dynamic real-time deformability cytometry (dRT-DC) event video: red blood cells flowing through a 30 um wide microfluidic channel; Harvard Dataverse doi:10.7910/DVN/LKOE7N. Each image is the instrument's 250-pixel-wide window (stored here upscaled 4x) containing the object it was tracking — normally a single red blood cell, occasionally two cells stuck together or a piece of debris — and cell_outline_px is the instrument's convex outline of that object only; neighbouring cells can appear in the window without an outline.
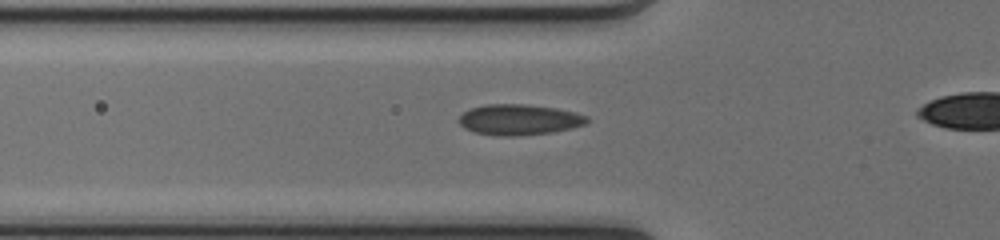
{"species": "common noctule bat (a hibernating species)", "species_latin": "Nyctalus noctula", "temperature_condition": "cold", "stored_images_in_passage": 34, "camera_frame_rate_fps": 3000, "um_per_image_px": 0.085, "animal": {"sex": "female", "body_mass_g": 17.0, "forearm_length_mm": 48.0}, "frame": {"image": 1, "passage_image": 10, "time_ms": 3.0, "image_size_px": [1000, 240], "cell_outline_px": [[588, 120], [584, 124], [572, 128], [552, 132], [516, 136], [496, 136], [476, 132], [464, 128], [460, 124], [460, 116], [464, 112], [472, 108], [484, 104], [524, 104], [556, 108], [576, 112], [588, 116]], "centroid_in_image_um": [44.14, 10.17], "position_along_channel_um": 81.7, "area_um2": 22.83}}
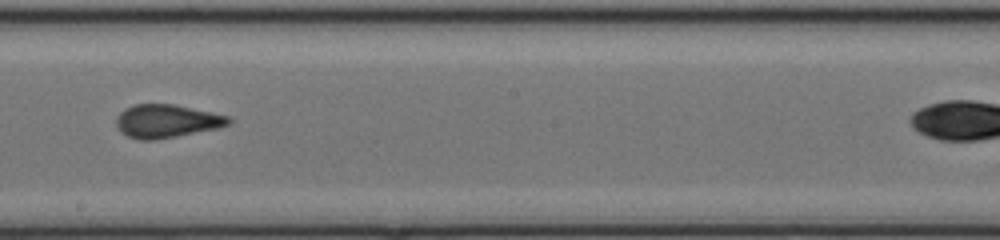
{"frame": {"image": 2, "passage_image": 21, "time_ms": 6.667, "image_size_px": [1000, 240], "cell_outline_px": [[232, 120], [228, 124], [216, 128], [176, 136], [152, 140], [140, 140], [128, 136], [120, 132], [116, 124], [116, 116], [124, 108], [136, 104], [172, 104], [212, 112], [228, 116]], "centroid_in_image_um": [14.11, 10.29], "position_along_channel_um": 234.1, "area_um2": 21.56}}
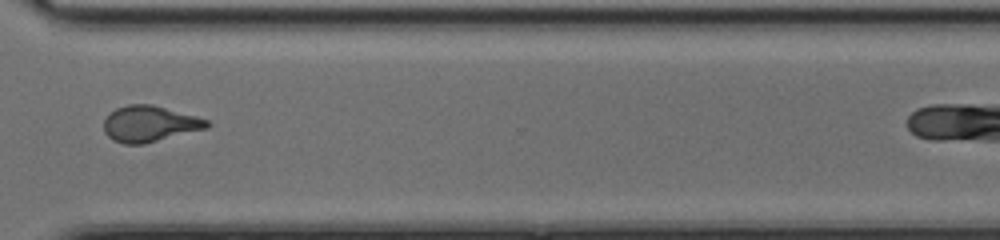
{"frame": {"image": 3, "passage_image": 30, "time_ms": 9.667, "image_size_px": [1000, 240], "cell_outline_px": [[212, 124], [208, 128], [144, 144], [124, 144], [112, 140], [104, 132], [104, 120], [116, 108], [128, 104], [152, 104], [196, 116], [208, 120]], "centroid_in_image_um": [12.73, 10.53], "position_along_channel_um": 357.9, "area_um2": 21.68}}